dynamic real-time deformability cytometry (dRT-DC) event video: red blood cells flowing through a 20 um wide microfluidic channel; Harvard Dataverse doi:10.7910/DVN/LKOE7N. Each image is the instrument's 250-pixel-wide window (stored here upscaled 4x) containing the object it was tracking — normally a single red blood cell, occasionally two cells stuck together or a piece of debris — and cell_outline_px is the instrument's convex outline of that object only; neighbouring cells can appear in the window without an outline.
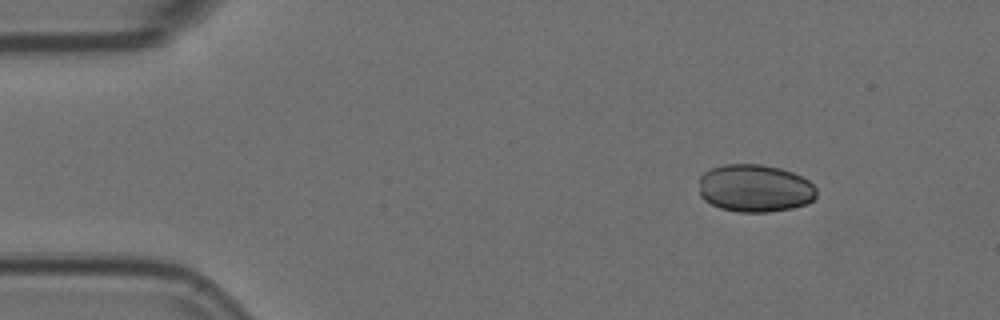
{"species": "Egyptian fruit bat (a non-hibernating species)", "species_latin": "Rousettus aegyptiacus", "temperature_condition": "room temperature", "stored_images_in_passage": 9, "camera_frame_rate_fps": 3000, "um_per_image_px": 0.085, "animal": {"sex": "female"}, "frame": {"image": 1, "passage_image": 1, "time_ms": 0.0, "image_size_px": [1000, 320], "cell_outline_px": [[816, 196], [808, 204], [792, 208], [768, 212], [736, 212], [720, 208], [704, 200], [700, 196], [700, 176], [704, 172], [712, 168], [724, 164], [760, 164], [780, 168], [792, 172], [808, 180], [816, 188]], "centroid_in_image_um": [64.16, 16.01], "position_along_channel_um": 20.8, "area_um2": 32.77}}
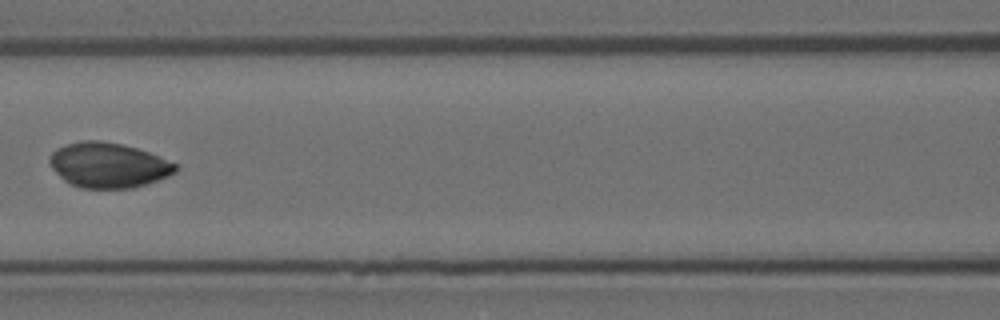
{"frame": {"image": 2, "passage_image": 6, "time_ms": 1.667, "image_size_px": [1000, 320], "cell_outline_px": [[180, 168], [176, 172], [168, 176], [132, 188], [80, 188], [64, 180], [52, 168], [48, 160], [52, 152], [56, 148], [64, 144], [80, 140], [100, 140], [124, 144], [160, 156], [180, 164]], "centroid_in_image_um": [9.23, 14.02], "position_along_channel_um": 157.4, "area_um2": 33.35}}
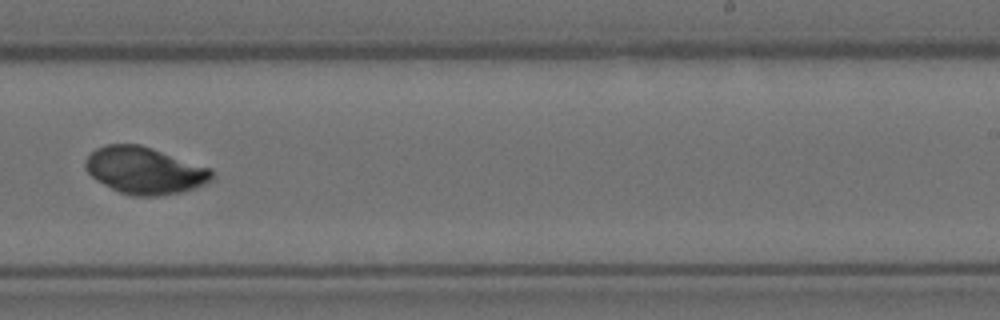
{"frame": {"image": 3, "passage_image": 9, "time_ms": 2.667, "image_size_px": [1000, 320], "cell_outline_px": [[212, 180], [204, 184], [180, 192], [156, 196], [132, 196], [120, 192], [96, 180], [84, 168], [84, 160], [96, 148], [108, 144], [140, 144], [212, 168]], "centroid_in_image_um": [12.28, 14.48], "position_along_channel_um": 276.7, "area_um2": 34.45}}